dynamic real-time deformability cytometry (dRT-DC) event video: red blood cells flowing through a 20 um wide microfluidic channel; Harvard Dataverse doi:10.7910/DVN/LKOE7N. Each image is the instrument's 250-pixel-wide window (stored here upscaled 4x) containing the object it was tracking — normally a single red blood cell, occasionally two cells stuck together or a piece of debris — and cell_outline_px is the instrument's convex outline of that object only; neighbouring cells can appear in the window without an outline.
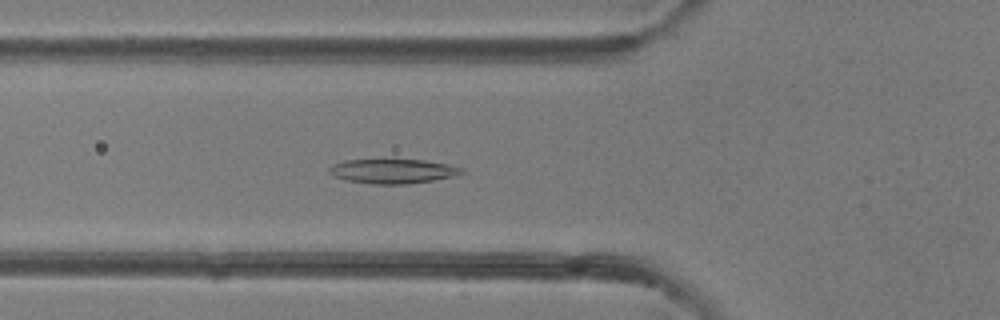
{"species": "common noctule bat (a hibernating species)", "species_latin": "Nyctalus noctula", "temperature_condition": "room temperature", "stored_images_in_passage": 36, "camera_frame_rate_fps": 3000, "um_per_image_px": 0.085, "animal": {"sex": "female"}, "frame": {"image": 1, "passage_image": 5, "time_ms": 1.333, "image_size_px": [1000, 320], "cell_outline_px": [[464, 172], [456, 176], [408, 184], [372, 184], [344, 180], [332, 176], [328, 172], [328, 168], [332, 164], [344, 160], [424, 160], [448, 164], [464, 168]], "centroid_in_image_um": [33.36, 14.55], "position_along_channel_um": 92.4, "area_um2": 19.02}}
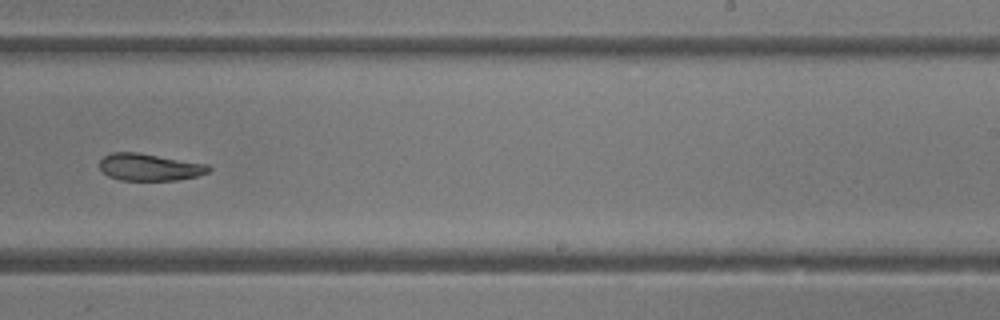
{"frame": {"image": 2, "passage_image": 18, "time_ms": 5.667, "image_size_px": [1000, 320], "cell_outline_px": [[212, 168], [208, 172], [196, 176], [176, 180], [120, 180], [108, 176], [100, 168], [100, 160], [104, 156], [112, 152], [136, 152], [208, 164]], "centroid_in_image_um": [12.7, 14.2], "position_along_channel_um": 276.3, "area_um2": 17.11}}
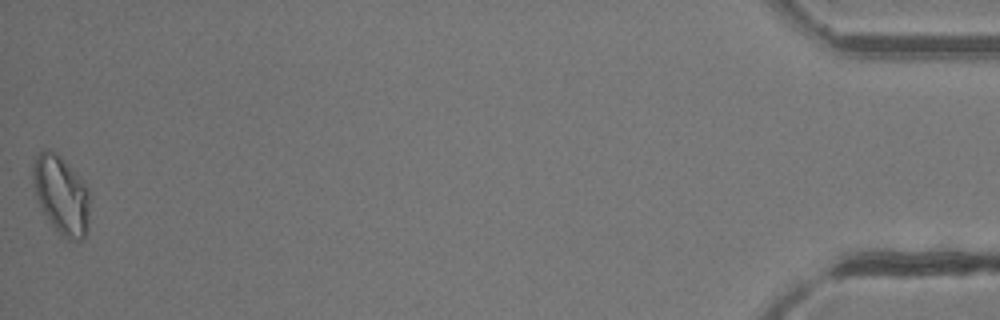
{"frame": {"image": 3, "passage_image": 36, "time_ms": 11.667, "image_size_px": [1000, 320], "cell_outline_px": [[92, 196], [88, 236], [84, 240], [68, 240], [48, 224], [36, 196], [32, 184], [32, 164], [36, 156], [40, 152], [48, 148], [56, 152], [64, 160], [88, 188]], "centroid_in_image_um": [5.24, 16.63], "position_along_channel_um": 430.0, "area_um2": 26.93}}